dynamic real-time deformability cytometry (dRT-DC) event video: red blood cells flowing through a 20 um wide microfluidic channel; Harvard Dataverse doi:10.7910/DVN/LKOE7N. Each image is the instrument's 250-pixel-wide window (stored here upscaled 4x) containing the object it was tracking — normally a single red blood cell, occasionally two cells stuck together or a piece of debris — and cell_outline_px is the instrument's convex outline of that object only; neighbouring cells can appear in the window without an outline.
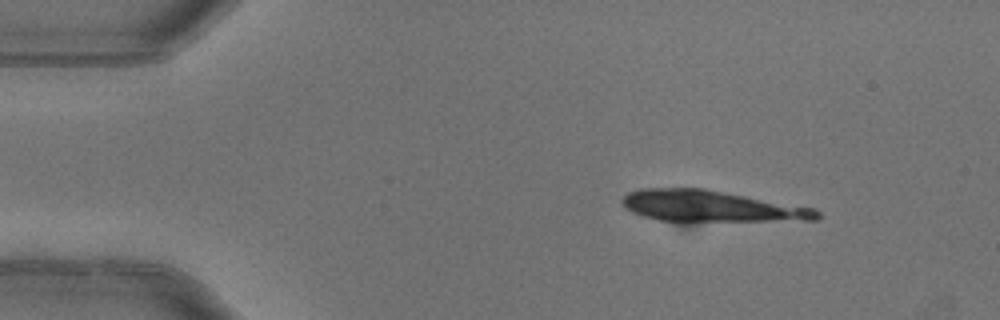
{"species": "common noctule bat (a hibernating species)", "species_latin": "Nyctalus noctula", "temperature_condition": "warm", "stored_images_in_passage": 3, "camera_frame_rate_fps": 3000, "um_per_image_px": 0.085, "animal": {"sex": "female"}, "frame": {"image": 1, "passage_image": 1, "time_ms": 0.0, "image_size_px": [1000, 320], "cell_outline_px": [[820, 220], [688, 224], [660, 220], [644, 216], [632, 212], [624, 208], [620, 204], [620, 200], [628, 192], [640, 188], [704, 188], [816, 208], [820, 212]], "centroid_in_image_um": [60.48, 17.58], "position_along_channel_um": 24.5, "area_um2": 37.45}}